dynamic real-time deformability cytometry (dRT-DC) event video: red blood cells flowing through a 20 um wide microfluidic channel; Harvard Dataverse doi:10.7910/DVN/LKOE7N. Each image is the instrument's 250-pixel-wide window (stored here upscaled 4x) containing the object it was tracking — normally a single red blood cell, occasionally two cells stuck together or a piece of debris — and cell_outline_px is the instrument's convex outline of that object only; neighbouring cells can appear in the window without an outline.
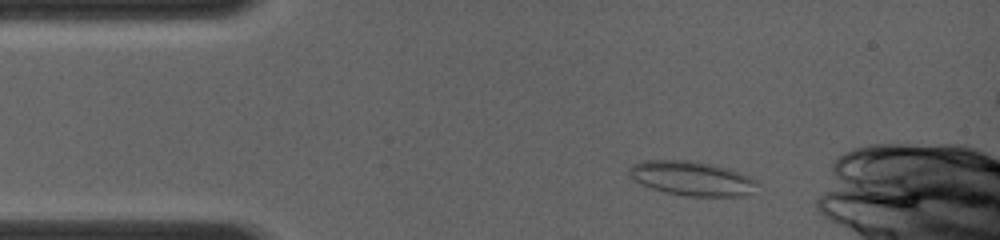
{"species": "common noctule bat (a hibernating species)", "species_latin": "Nyctalus noctula", "temperature_condition": "room temperature", "stored_images_in_passage": 6, "camera_frame_rate_fps": 4000, "um_per_image_px": 0.085, "animal": {"sex": "female", "body_mass_g": 19.0, "forearm_length_mm": 56.7}, "frame": {"image": 1, "passage_image": 1, "time_ms": 0.0, "image_size_px": [1000, 240], "cell_outline_px": [[756, 184], [744, 196], [684, 196], [652, 188], [640, 184], [632, 180], [628, 176], [628, 168], [632, 164], [640, 160], [692, 160], [712, 164], [728, 168], [752, 176], [756, 180]], "centroid_in_image_um": [58.73, 15.14], "position_along_channel_um": 26.3, "area_um2": 25.78}}
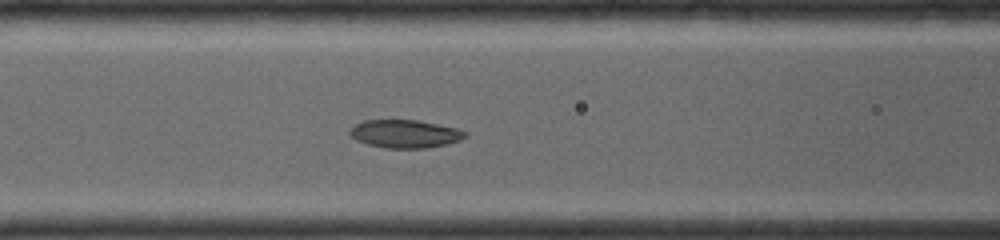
{"frame": {"image": 2, "passage_image": 6, "time_ms": 3.5, "image_size_px": [1000, 240], "cell_outline_px": [[468, 136], [460, 140], [448, 144], [428, 148], [384, 148], [368, 144], [356, 140], [348, 132], [348, 128], [364, 120], [416, 120], [456, 128], [468, 132]], "centroid_in_image_um": [34.42, 11.38], "position_along_channel_um": 132.2, "area_um2": 18.96}}